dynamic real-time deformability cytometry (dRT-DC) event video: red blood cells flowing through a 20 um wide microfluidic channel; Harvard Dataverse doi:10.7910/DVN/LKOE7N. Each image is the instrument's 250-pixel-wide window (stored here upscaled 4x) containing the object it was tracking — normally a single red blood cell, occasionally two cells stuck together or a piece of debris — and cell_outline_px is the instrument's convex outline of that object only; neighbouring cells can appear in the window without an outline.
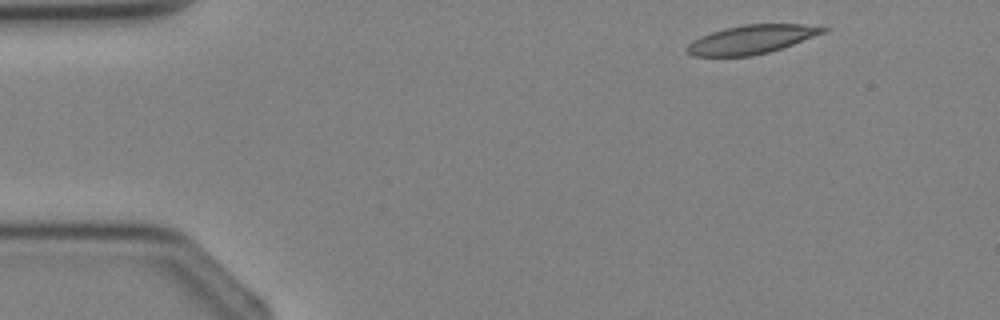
{"species": "Egyptian fruit bat (a non-hibernating species)", "species_latin": "Rousettus aegyptiacus", "temperature_condition": "cold", "stored_images_in_passage": 3, "camera_frame_rate_fps": 3000, "um_per_image_px": 0.085, "animal": {"sex": "female"}, "frame": {"image": 1, "passage_image": 1, "time_ms": 0.0, "image_size_px": [1000, 320], "cell_outline_px": [[832, 28], [824, 32], [792, 44], [768, 52], [752, 56], [692, 56], [684, 48], [692, 40], [700, 36], [724, 28], [744, 24], [804, 24]], "centroid_in_image_um": [63.83, 3.35], "position_along_channel_um": 21.2, "area_um2": 22.66}}
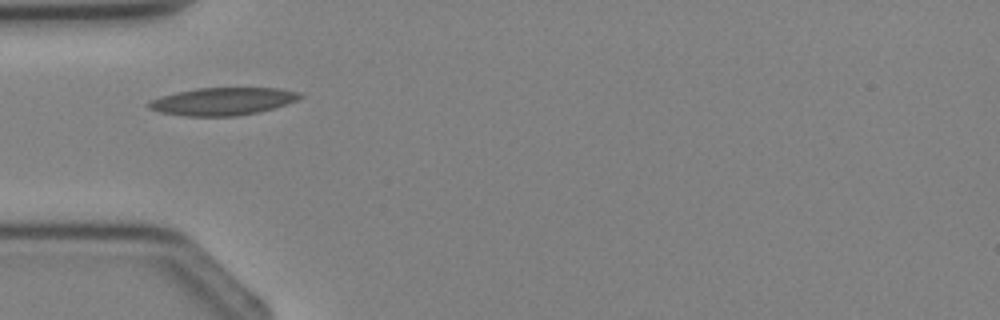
{"frame": {"image": 2, "passage_image": 3, "time_ms": 2.333, "image_size_px": [1000, 320], "cell_outline_px": [[304, 96], [296, 100], [272, 108], [256, 112], [236, 116], [184, 116], [160, 112], [148, 108], [148, 104], [152, 100], [160, 96], [176, 92], [196, 88], [280, 88], [300, 92]], "centroid_in_image_um": [18.91, 8.61], "position_along_channel_um": 66.1, "area_um2": 24.16}}